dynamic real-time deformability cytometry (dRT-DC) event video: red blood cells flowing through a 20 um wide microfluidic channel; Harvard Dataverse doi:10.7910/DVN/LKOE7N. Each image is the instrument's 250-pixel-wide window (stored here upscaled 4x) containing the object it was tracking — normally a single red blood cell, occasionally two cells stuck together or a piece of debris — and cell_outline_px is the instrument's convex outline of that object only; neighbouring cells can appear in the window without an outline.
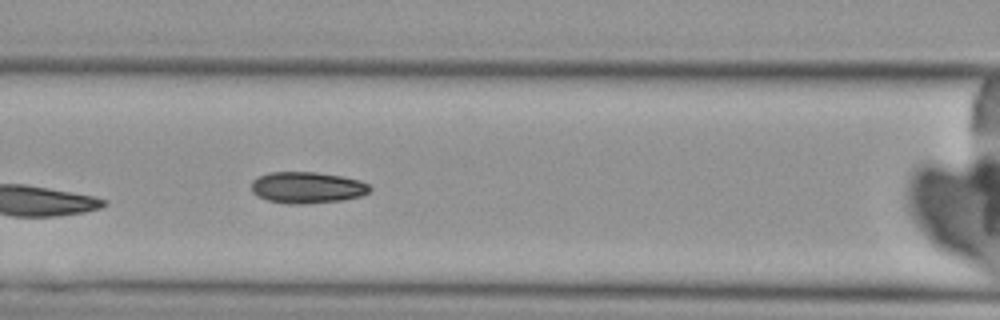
{"species": "Egyptian fruit bat (a non-hibernating species)", "species_latin": "Rousettus aegyptiacus", "temperature_condition": "cold", "stored_images_in_passage": 5, "camera_frame_rate_fps": 3000, "um_per_image_px": 0.085, "animal": {"sex": "female"}, "frame": {"image": 1, "passage_image": 5, "time_ms": 5.333, "image_size_px": [1000, 320], "cell_outline_px": [[372, 188], [368, 192], [360, 196], [340, 200], [304, 204], [288, 204], [268, 200], [252, 192], [252, 180], [268, 172], [316, 172], [340, 176], [360, 180], [368, 184]], "centroid_in_image_um": [26.1, 15.93], "position_along_channel_um": 140.5, "area_um2": 21.5}}